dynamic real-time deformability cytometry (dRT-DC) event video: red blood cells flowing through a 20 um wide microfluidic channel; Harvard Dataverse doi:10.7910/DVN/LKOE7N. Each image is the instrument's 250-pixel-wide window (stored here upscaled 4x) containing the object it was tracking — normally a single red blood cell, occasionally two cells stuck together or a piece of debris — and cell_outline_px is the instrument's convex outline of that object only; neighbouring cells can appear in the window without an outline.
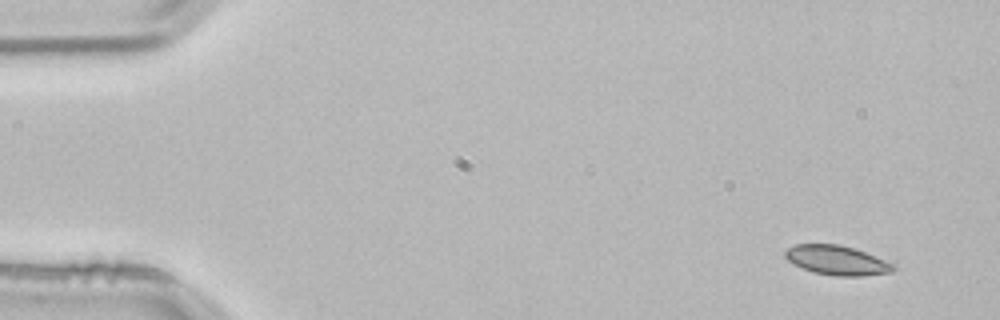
{"species": "common noctule bat (a hibernating species)", "species_latin": "Nyctalus noctula", "temperature_condition": "room temperature", "stored_images_in_passage": 4, "segment_of_instrument_passage": [1, 2], "camera_frame_rate_fps": 3000, "um_per_image_px": 0.085, "animal": {"sex": "male", "body_mass_g": 21.5, "forearm_length_mm": 52.0}, "frame": {"image": 1, "passage_image": 1, "time_ms": 0.0, "image_size_px": [1000, 320], "cell_outline_px": [[896, 268], [892, 272], [864, 276], [836, 276], [812, 272], [788, 260], [784, 256], [784, 252], [788, 248], [796, 244], [840, 244], [864, 252], [896, 264]], "centroid_in_image_um": [71.17, 22.13], "position_along_channel_um": 13.8, "area_um2": 18.5}}
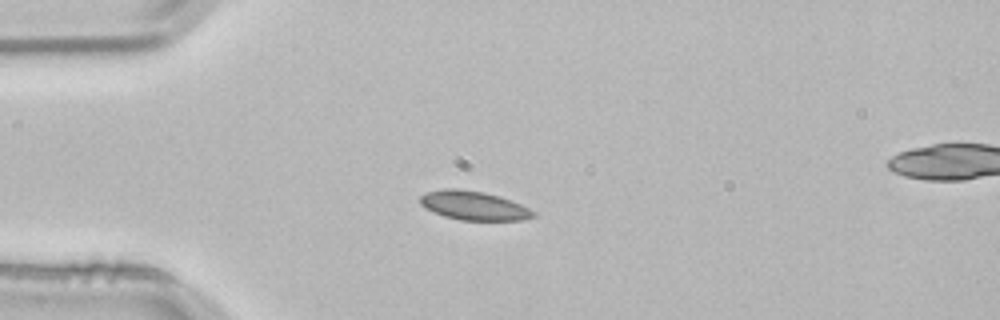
{"frame": {"image": 2, "passage_image": 3, "time_ms": 0.667, "image_size_px": [1000, 320], "cell_outline_px": [[536, 216], [520, 220], [460, 220], [444, 216], [432, 212], [424, 208], [420, 204], [420, 196], [428, 192], [444, 188], [456, 188], [484, 192], [500, 196], [520, 204], [536, 212]], "centroid_in_image_um": [40.24, 17.47], "position_along_channel_um": 44.8, "area_um2": 19.13}}